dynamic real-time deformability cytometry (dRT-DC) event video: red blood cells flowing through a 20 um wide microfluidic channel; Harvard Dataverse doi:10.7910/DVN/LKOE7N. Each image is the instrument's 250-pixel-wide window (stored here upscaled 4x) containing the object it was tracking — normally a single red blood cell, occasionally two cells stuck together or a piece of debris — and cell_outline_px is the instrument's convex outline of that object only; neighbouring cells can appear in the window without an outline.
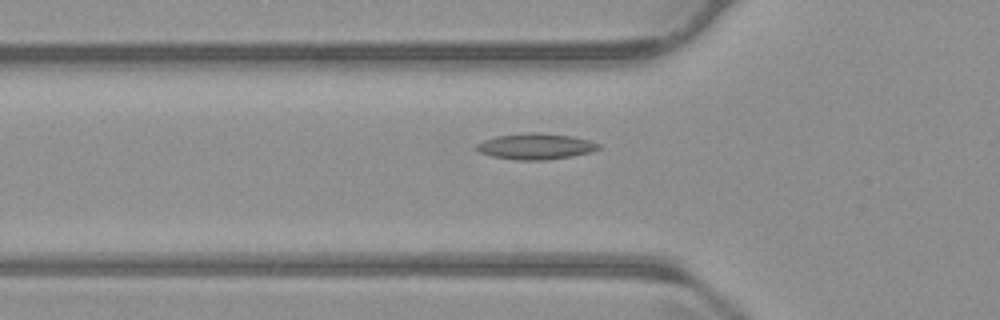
{"species": "common noctule bat (a hibernating species)", "species_latin": "Nyctalus noctula", "temperature_condition": "warm", "stored_images_in_passage": 40, "camera_frame_rate_fps": 3000, "um_per_image_px": 0.085, "animal": {"sex": "male", "body_mass_g": 23.1, "forearm_length_mm": 52.7}, "frame": {"image": 1, "passage_image": 9, "time_ms": 2.667, "image_size_px": [1000, 320], "cell_outline_px": [[600, 148], [592, 152], [572, 156], [548, 160], [516, 160], [492, 156], [480, 152], [476, 148], [476, 144], [484, 140], [496, 136], [528, 132], [540, 132], [572, 136], [588, 140], [600, 144]], "centroid_in_image_um": [45.55, 12.44], "position_along_channel_um": 80.3, "area_um2": 18.55}}
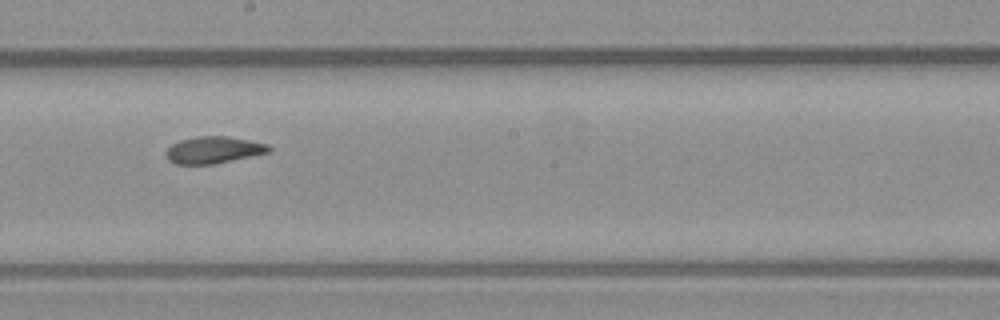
{"frame": {"image": 2, "passage_image": 21, "time_ms": 6.667, "image_size_px": [1000, 320], "cell_outline_px": [[272, 148], [268, 152], [216, 164], [176, 164], [168, 160], [164, 152], [172, 144], [180, 140], [196, 136], [228, 136], [268, 144]], "centroid_in_image_um": [18.12, 12.74], "position_along_channel_um": 230.1, "area_um2": 16.13}}
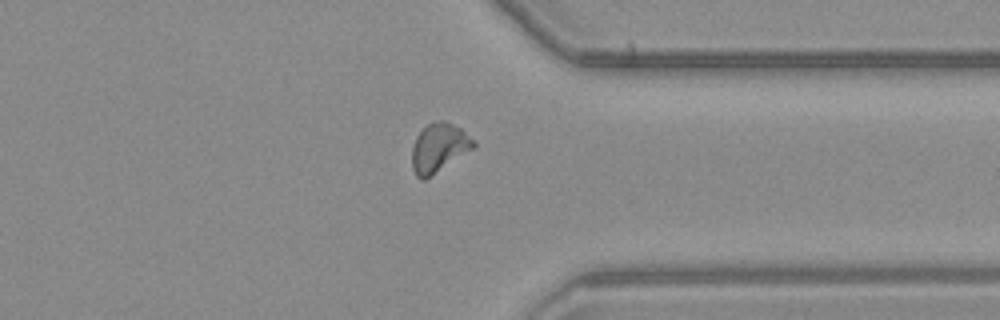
{"frame": {"image": 3, "passage_image": 33, "time_ms": 10.667, "image_size_px": [1000, 320], "cell_outline_px": [[476, 148], [424, 180], [420, 180], [416, 176], [412, 168], [412, 148], [416, 136], [428, 124], [440, 120], [444, 120], [460, 128], [476, 140]], "centroid_in_image_um": [37.34, 12.57], "position_along_channel_um": 374.1, "area_um2": 17.69}, "authors_computed_cell_mechanics": {"area_um2": 16.5597, "velocity_mm_per_s": 3.7174, "shape_relaxation_time_tau1_ms": null, "shape_relaxation_time_tau2_ms": 2.8286, "deformation_change_tau1": null, "deformation_change_tau2": 0.0861}}